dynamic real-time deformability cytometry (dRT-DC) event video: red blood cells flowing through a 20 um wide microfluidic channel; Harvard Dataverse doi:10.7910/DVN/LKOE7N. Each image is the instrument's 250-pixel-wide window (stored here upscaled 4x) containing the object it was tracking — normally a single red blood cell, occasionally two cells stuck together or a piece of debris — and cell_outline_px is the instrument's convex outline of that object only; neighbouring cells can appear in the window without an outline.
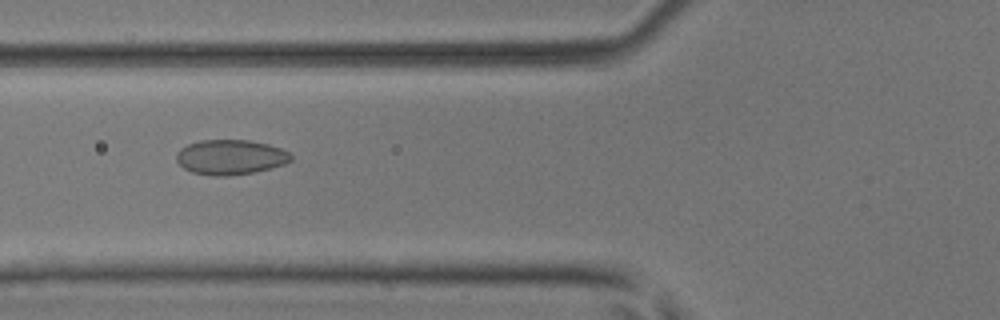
{"species": "common noctule bat (a hibernating species)", "species_latin": "Nyctalus noctula", "temperature_condition": "room temperature", "stored_images_in_passage": 45, "camera_frame_rate_fps": 3000, "um_per_image_px": 0.085, "animal": {"sex": "male", "body_mass_g": 17.9, "forearm_length_mm": 54.2}, "frame": {"image": 1, "passage_image": 14, "time_ms": 4.333, "image_size_px": [1000, 320], "cell_outline_px": [[292, 160], [284, 164], [252, 172], [228, 176], [212, 176], [192, 172], [184, 168], [176, 160], [176, 152], [180, 148], [188, 144], [200, 140], [248, 140], [268, 144], [280, 148], [288, 152], [292, 156]], "centroid_in_image_um": [19.56, 13.35], "position_along_channel_um": 106.2, "area_um2": 23.24}}
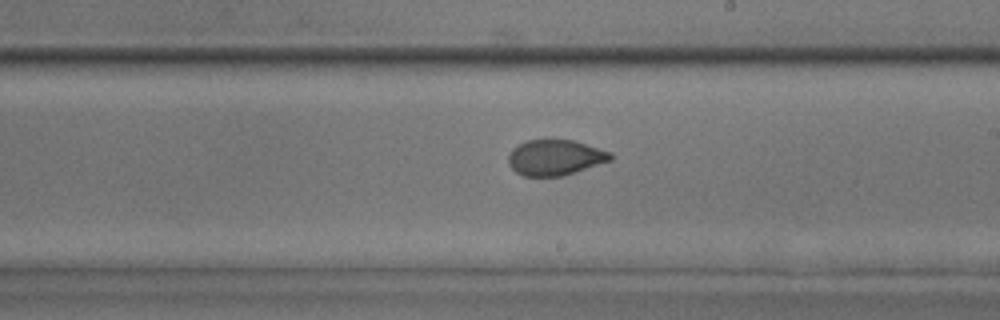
{"frame": {"image": 2, "passage_image": 24, "time_ms": 7.667, "image_size_px": [1000, 320], "cell_outline_px": [[612, 160], [560, 176], [524, 176], [516, 172], [508, 164], [508, 156], [512, 148], [528, 140], [572, 140], [612, 152]], "centroid_in_image_um": [47.17, 13.39], "position_along_channel_um": 241.8, "area_um2": 20.92}}
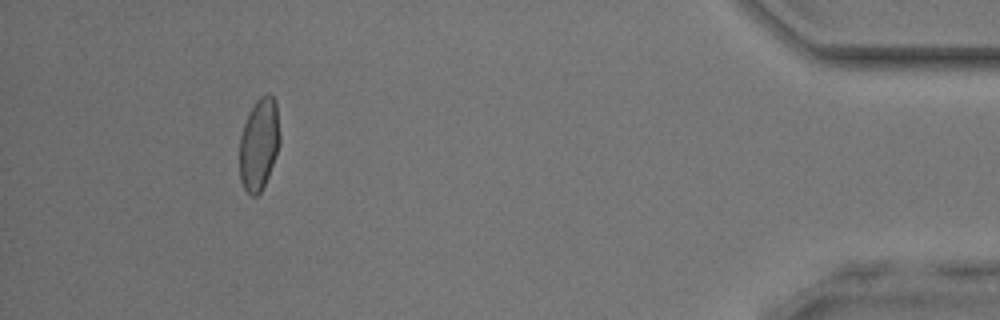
{"frame": {"image": 3, "passage_image": 41, "time_ms": 13.333, "image_size_px": [1000, 320], "cell_outline_px": [[280, 144], [276, 156], [268, 176], [260, 192], [256, 196], [252, 196], [244, 188], [240, 180], [240, 136], [244, 124], [256, 100], [260, 96], [268, 92], [276, 100], [280, 136]], "centroid_in_image_um": [22.03, 12.23], "position_along_channel_um": 413.2, "area_um2": 21.56}, "authors_computed_cell_mechanics": {"area_um2": 21.7906, "velocity_mm_per_s": 4.0849, "shape_relaxation_time_tau1_ms": 8.6461, "shape_relaxation_time_tau2_ms": 0.8152, "deformation_change_tau1": 0.1515, "deformation_change_tau2": 0.0442}}